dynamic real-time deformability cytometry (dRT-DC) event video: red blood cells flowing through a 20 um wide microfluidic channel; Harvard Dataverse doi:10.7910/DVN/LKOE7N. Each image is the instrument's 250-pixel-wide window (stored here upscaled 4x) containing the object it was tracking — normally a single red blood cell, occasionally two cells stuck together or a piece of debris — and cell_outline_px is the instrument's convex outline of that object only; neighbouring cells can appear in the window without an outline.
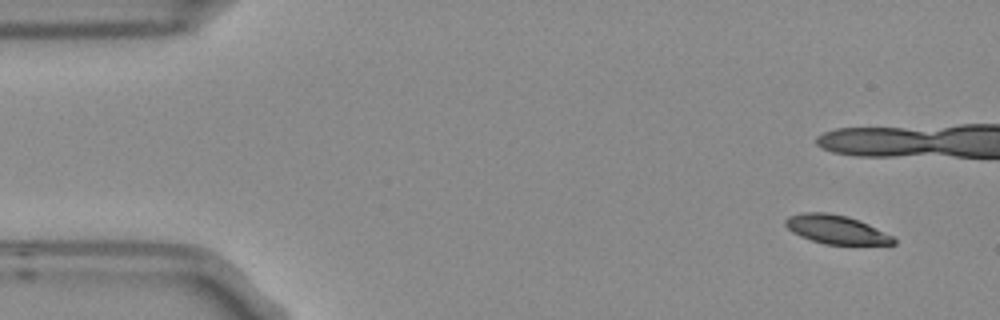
{"species": "Egyptian fruit bat (a non-hibernating species)", "species_latin": "Rousettus aegyptiacus", "temperature_condition": "room temperature", "stored_images_in_passage": 5, "camera_frame_rate_fps": 3000, "um_per_image_px": 0.085, "frame": {"image": 1, "passage_image": 1, "time_ms": 0.0, "image_size_px": [1000, 320], "cell_outline_px": [[896, 244], [824, 244], [800, 236], [792, 232], [784, 224], [784, 220], [788, 216], [800, 212], [828, 212], [848, 216], [868, 224], [892, 236], [896, 240]], "centroid_in_image_um": [71.03, 19.49], "position_along_channel_um": 14.0, "area_um2": 18.03}}